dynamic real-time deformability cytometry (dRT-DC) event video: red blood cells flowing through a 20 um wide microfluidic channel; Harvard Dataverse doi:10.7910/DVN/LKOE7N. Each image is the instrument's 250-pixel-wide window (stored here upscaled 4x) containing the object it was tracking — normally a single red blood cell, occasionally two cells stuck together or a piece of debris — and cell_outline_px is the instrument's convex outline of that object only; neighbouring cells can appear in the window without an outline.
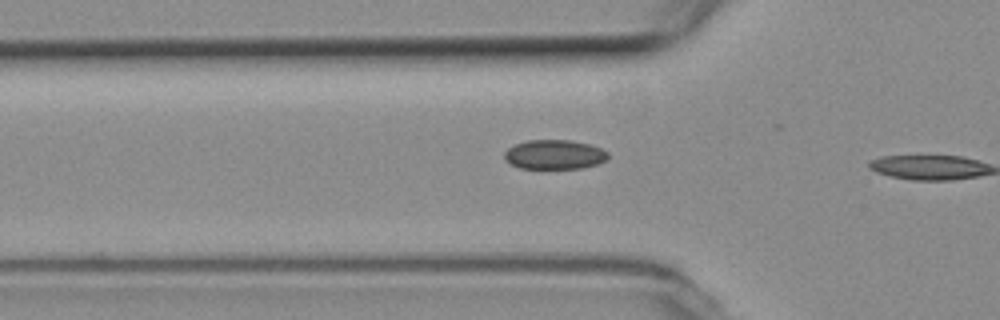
{"species": "common noctule bat (a hibernating species)", "species_latin": "Nyctalus noctula", "temperature_condition": "room temperature", "stored_images_in_passage": 6, "camera_frame_rate_fps": 3000, "um_per_image_px": 0.085, "animal": {"sex": "female", "body_mass_g": 19.3, "forearm_length_mm": 54.1}, "frame": {"image": 1, "passage_image": 5, "time_ms": 1.333, "image_size_px": [1000, 320], "cell_outline_px": [[608, 160], [600, 164], [580, 168], [520, 168], [504, 160], [504, 152], [508, 148], [516, 144], [528, 140], [572, 140], [588, 144], [600, 148], [608, 152]], "centroid_in_image_um": [47.15, 13.14], "position_along_channel_um": 78.7, "area_um2": 17.8}}